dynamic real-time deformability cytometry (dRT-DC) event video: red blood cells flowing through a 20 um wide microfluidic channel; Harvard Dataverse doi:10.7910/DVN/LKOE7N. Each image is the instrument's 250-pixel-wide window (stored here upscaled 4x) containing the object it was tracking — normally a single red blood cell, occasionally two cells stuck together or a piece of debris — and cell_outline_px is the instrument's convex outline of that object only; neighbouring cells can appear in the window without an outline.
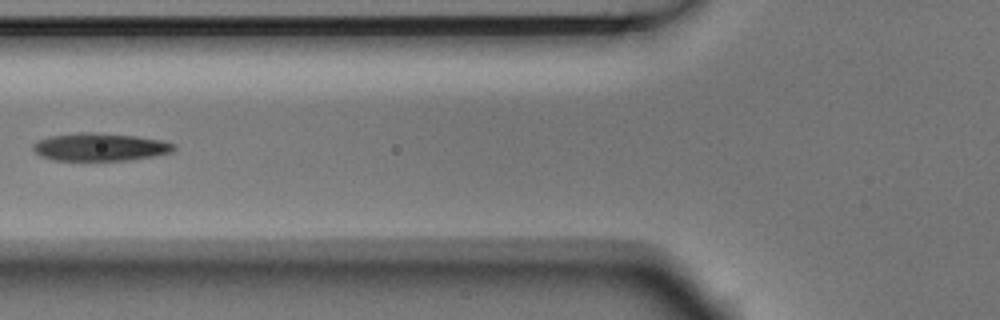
{"species": "Egyptian fruit bat (a non-hibernating species)", "species_latin": "Rousettus aegyptiacus", "temperature_condition": "room temperature", "stored_images_in_passage": 2, "camera_frame_rate_fps": 3000, "um_per_image_px": 0.085, "animal": {"sex": "male"}, "frame": {"image": 1, "passage_image": 2, "time_ms": 0.333, "image_size_px": [1000, 320], "cell_outline_px": [[176, 148], [172, 152], [152, 156], [128, 160], [56, 160], [40, 156], [32, 148], [32, 144], [40, 140], [52, 136], [80, 132], [92, 132], [136, 136], [164, 140], [176, 144]], "centroid_in_image_um": [8.54, 12.49], "position_along_channel_um": 117.3, "area_um2": 22.72}}